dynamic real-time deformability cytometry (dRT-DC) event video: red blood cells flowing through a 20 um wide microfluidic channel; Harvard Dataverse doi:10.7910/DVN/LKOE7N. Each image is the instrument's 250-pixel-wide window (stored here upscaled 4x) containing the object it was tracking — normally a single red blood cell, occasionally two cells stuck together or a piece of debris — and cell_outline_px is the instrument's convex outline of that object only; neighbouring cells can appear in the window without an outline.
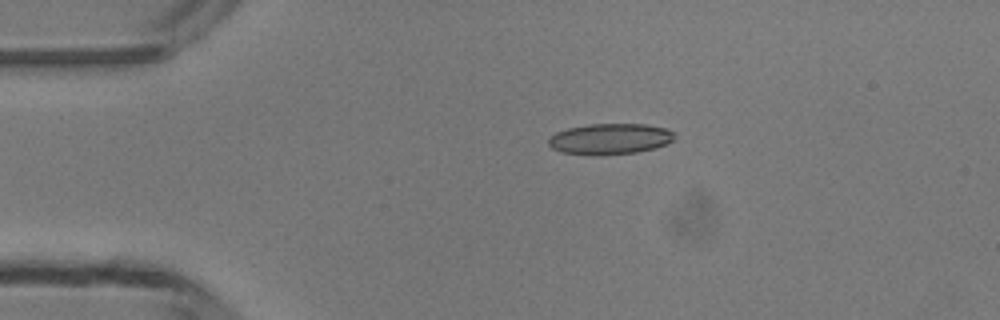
{"species": "common noctule bat (a hibernating species)", "species_latin": "Nyctalus noctula", "temperature_condition": "room temperature", "stored_images_in_passage": 4, "camera_frame_rate_fps": 3000, "um_per_image_px": 0.085, "animal": {"sex": "male", "body_mass_g": 13.3}, "frame": {"image": 1, "passage_image": 3, "time_ms": 2.333, "image_size_px": [1000, 320], "cell_outline_px": [[676, 136], [672, 140], [656, 148], [636, 152], [600, 156], [596, 156], [560, 152], [552, 148], [548, 144], [548, 140], [556, 132], [568, 128], [588, 124], [644, 124], [668, 128], [676, 132]], "centroid_in_image_um": [51.86, 11.81], "position_along_channel_um": 33.1, "area_um2": 22.95}}